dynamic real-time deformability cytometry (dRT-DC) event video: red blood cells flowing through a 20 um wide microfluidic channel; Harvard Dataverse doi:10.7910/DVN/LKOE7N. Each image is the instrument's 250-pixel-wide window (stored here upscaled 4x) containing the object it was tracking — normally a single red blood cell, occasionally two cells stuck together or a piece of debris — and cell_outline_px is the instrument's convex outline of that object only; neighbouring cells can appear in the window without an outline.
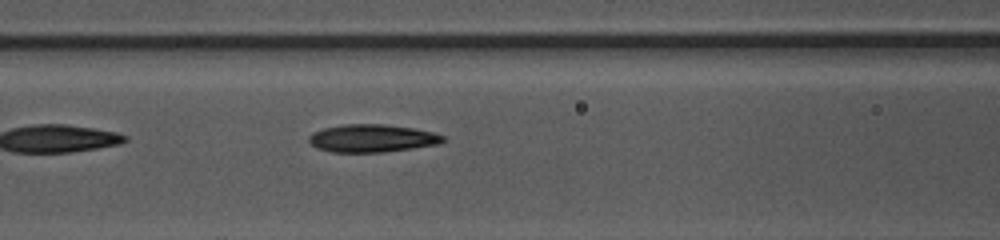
{"species": "common noctule bat (a hibernating species)", "species_latin": "Nyctalus noctula", "temperature_condition": "warm", "stored_images_in_passage": 24, "camera_frame_rate_fps": 3000, "um_per_image_px": 0.085, "animal": {"sex": "female", "body_mass_g": 10.0, "forearm_length_mm": 53.1}, "frame": {"image": 1, "passage_image": 8, "time_ms": 2.333, "image_size_px": [1000, 240], "cell_outline_px": [[444, 140], [440, 144], [384, 152], [332, 152], [316, 148], [308, 140], [308, 136], [312, 132], [324, 128], [344, 124], [384, 124], [416, 128], [432, 132], [444, 136]], "centroid_in_image_um": [31.61, 11.75], "position_along_channel_um": 135.0, "area_um2": 21.79}}